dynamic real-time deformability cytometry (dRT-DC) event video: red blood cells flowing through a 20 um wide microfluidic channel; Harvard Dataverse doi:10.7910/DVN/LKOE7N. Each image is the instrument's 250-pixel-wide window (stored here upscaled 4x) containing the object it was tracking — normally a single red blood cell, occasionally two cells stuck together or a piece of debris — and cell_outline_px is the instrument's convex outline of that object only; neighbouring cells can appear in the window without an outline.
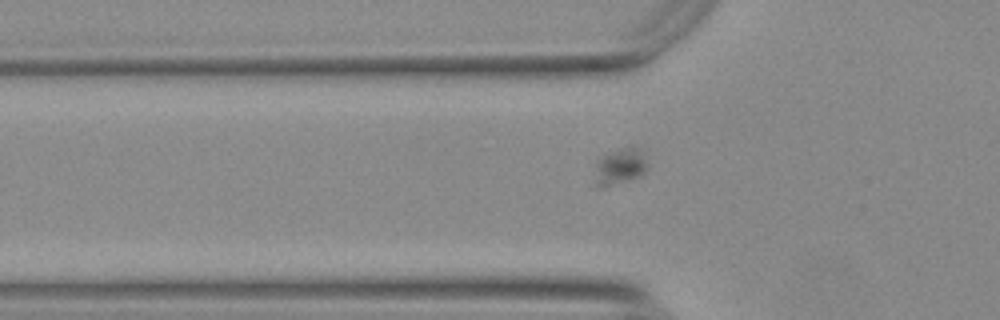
{"species": "Egyptian fruit bat (a non-hibernating species)", "species_latin": "Rousettus aegyptiacus", "temperature_condition": "warm", "stored_images_in_passage": 45, "camera_frame_rate_fps": 3000, "um_per_image_px": 0.085, "animal": {"sex": "female"}, "frame": {"image": 1, "passage_image": 13, "time_ms": 4.0, "image_size_px": [1000, 320], "cell_outline_px": [[648, 168], [640, 176], [604, 188], [600, 188], [596, 184], [596, 160], [600, 156], [608, 152], [628, 144], [640, 148], [644, 152], [648, 164]], "centroid_in_image_um": [52.73, 14.09], "position_along_channel_um": 73.1, "area_um2": 11.68}}
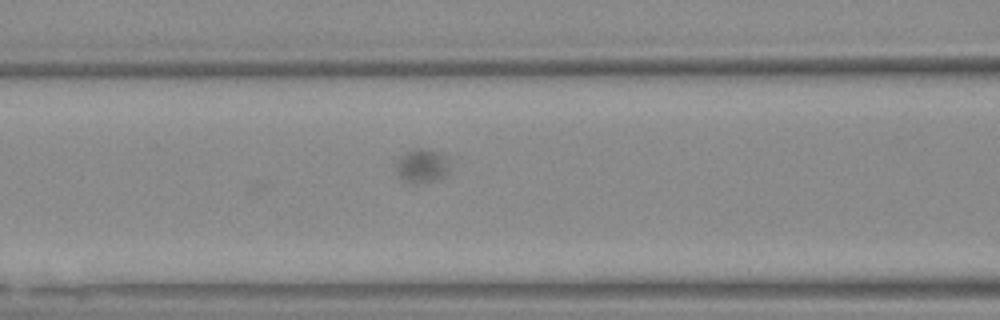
{"frame": {"image": 2, "passage_image": 19, "time_ms": 6.0, "image_size_px": [1000, 320], "cell_outline_px": [[448, 172], [444, 176], [436, 180], [404, 180], [400, 176], [396, 168], [396, 164], [400, 156], [412, 148], [424, 148], [440, 152], [448, 156]], "centroid_in_image_um": [35.91, 14.01], "position_along_channel_um": 130.7, "area_um2": 10.17}}